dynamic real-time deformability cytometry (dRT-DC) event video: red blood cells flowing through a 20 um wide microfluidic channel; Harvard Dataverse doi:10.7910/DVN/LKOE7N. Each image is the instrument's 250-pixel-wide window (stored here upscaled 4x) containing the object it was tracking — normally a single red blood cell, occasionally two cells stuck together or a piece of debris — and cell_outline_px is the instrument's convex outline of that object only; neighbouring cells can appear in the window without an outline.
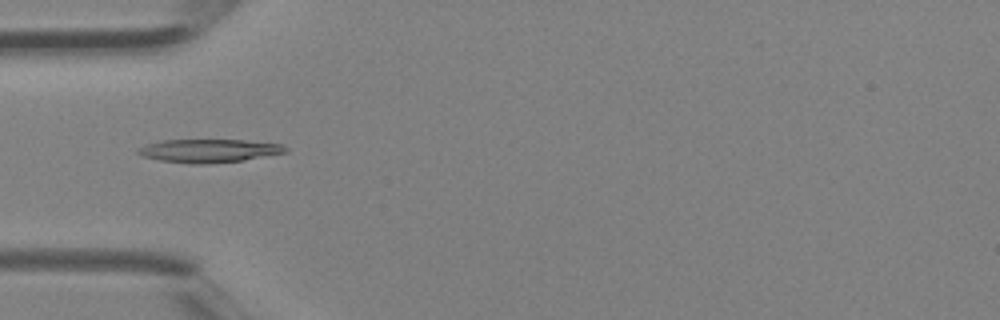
{"species": "Egyptian fruit bat (a non-hibernating species)", "species_latin": "Rousettus aegyptiacus", "temperature_condition": "room temperature", "stored_images_in_passage": 39, "camera_frame_rate_fps": 3000, "um_per_image_px": 0.085, "animal": {"sex": "female"}, "frame": {"image": 1, "passage_image": 12, "time_ms": 3.667, "image_size_px": [1000, 320], "cell_outline_px": [[288, 152], [244, 160], [204, 164], [192, 164], [160, 160], [144, 156], [136, 152], [136, 148], [148, 144], [164, 140], [244, 140], [280, 144], [288, 148]], "centroid_in_image_um": [17.77, 12.81], "position_along_channel_um": 67.2, "area_um2": 19.88}}
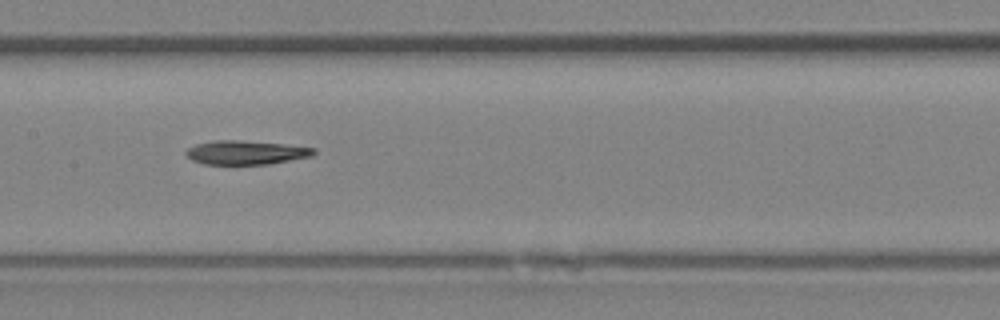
{"frame": {"image": 2, "passage_image": 19, "time_ms": 6.0, "image_size_px": [1000, 320], "cell_outline_px": [[316, 152], [312, 156], [268, 164], [204, 164], [192, 160], [184, 152], [188, 148], [196, 144], [212, 140], [236, 140], [280, 144], [316, 148]], "centroid_in_image_um": [20.87, 12.96], "position_along_channel_um": 186.5, "area_um2": 17.63}}
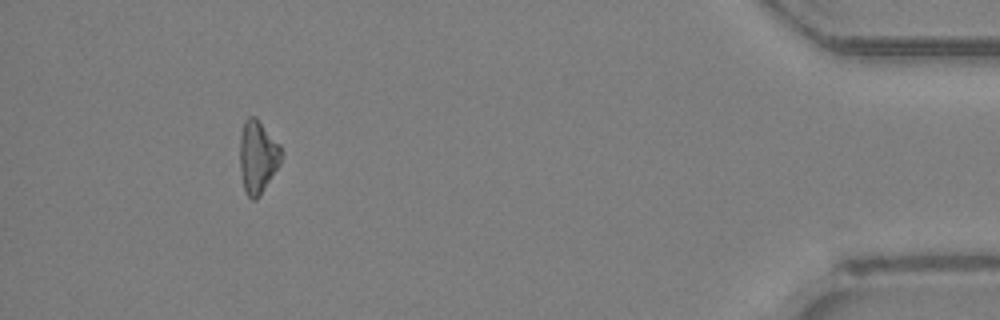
{"frame": {"image": 3, "passage_image": 36, "time_ms": 11.667, "image_size_px": [1000, 320], "cell_outline_px": [[284, 152], [280, 164], [256, 200], [252, 200], [248, 196], [244, 188], [240, 168], [240, 136], [244, 120], [248, 116], [256, 116], [280, 144]], "centroid_in_image_um": [21.92, 13.28], "position_along_channel_um": 413.3, "area_um2": 17.69}}